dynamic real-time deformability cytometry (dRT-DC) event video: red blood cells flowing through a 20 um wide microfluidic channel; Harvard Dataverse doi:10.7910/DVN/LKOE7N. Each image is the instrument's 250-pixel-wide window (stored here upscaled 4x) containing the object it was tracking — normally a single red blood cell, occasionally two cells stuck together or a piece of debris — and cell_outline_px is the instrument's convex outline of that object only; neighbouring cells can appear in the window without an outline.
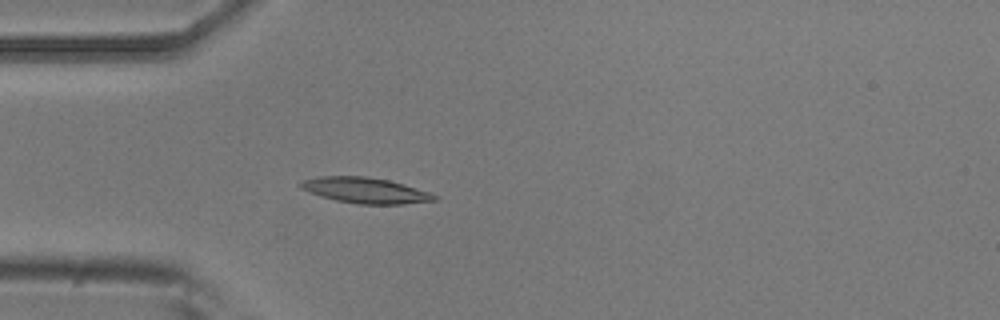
{"species": "common noctule bat (a hibernating species)", "species_latin": "Nyctalus noctula", "temperature_condition": "room temperature", "stored_images_in_passage": 4, "camera_frame_rate_fps": 3000, "um_per_image_px": 0.085, "animal": {"sex": "male", "body_mass_g": 20.5, "forearm_length_mm": 52.5}, "frame": {"image": 1, "passage_image": 4, "time_ms": 1.0, "image_size_px": [1000, 320], "cell_outline_px": [[440, 200], [400, 204], [356, 204], [336, 200], [320, 196], [308, 192], [300, 188], [296, 184], [300, 180], [320, 176], [364, 176], [388, 180], [404, 184], [440, 196]], "centroid_in_image_um": [31.02, 16.18], "position_along_channel_um": 54.0, "area_um2": 20.23}}